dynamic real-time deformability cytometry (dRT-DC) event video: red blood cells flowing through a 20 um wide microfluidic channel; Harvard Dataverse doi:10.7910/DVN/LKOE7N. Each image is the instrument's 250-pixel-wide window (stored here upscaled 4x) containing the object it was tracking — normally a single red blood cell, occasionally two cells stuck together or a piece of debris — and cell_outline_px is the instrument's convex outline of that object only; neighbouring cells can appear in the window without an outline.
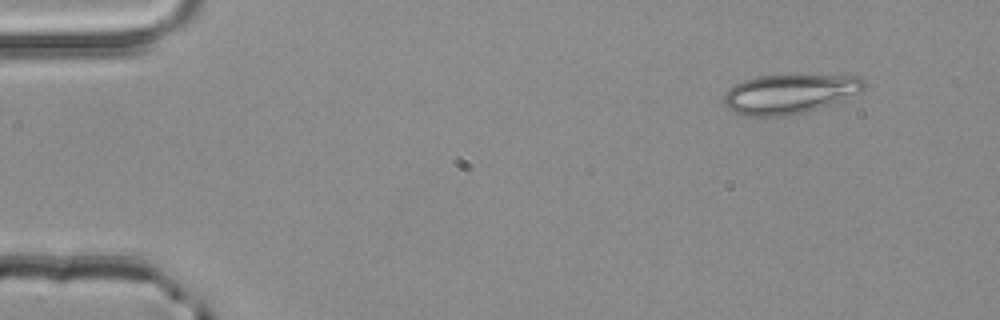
{"species": "common noctule bat (a hibernating species)", "species_latin": "Nyctalus noctula", "temperature_condition": "room temperature", "stored_images_in_passage": 3, "camera_frame_rate_fps": 3000, "um_per_image_px": 0.085, "animal": {"sex": "male", "body_mass_g": 20.4}, "frame": {"image": 1, "passage_image": 1, "time_ms": 0.0, "image_size_px": [1000, 320], "cell_outline_px": [[868, 84], [860, 92], [820, 108], [788, 116], [744, 116], [728, 108], [724, 104], [724, 96], [728, 88], [744, 80], [756, 76], [864, 76]], "centroid_in_image_um": [67.12, 7.99], "position_along_channel_um": 17.9, "area_um2": 32.02}}